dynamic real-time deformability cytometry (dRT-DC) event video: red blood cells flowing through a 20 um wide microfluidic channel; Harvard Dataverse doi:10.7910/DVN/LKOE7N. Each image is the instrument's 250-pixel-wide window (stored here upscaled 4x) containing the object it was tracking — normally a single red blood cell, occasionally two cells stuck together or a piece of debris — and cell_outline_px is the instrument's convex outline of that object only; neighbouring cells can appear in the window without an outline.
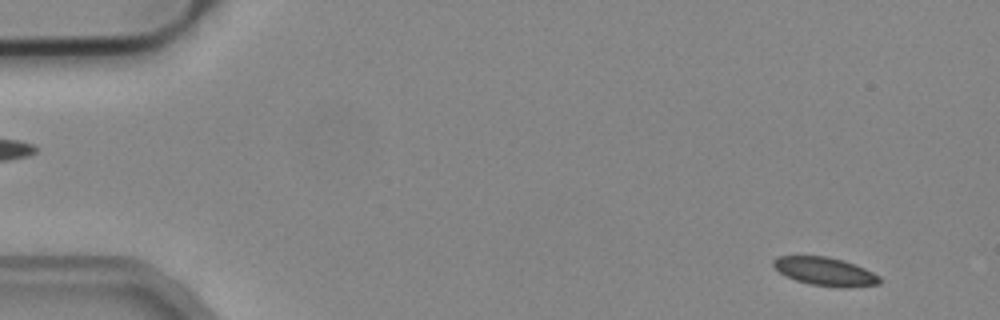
{"species": "common noctule bat (a hibernating species)", "species_latin": "Nyctalus noctula", "temperature_condition": "cold", "stored_images_in_passage": 15, "camera_frame_rate_fps": 3000, "um_per_image_px": 0.085, "animal": {"sex": "male", "body_mass_g": 19.2, "forearm_length_mm": 51.8}, "frame": {"image": 1, "passage_image": 4, "time_ms": 1.0, "image_size_px": [1000, 320], "cell_outline_px": [[880, 284], [844, 288], [840, 288], [812, 284], [796, 280], [780, 272], [772, 264], [772, 260], [776, 256], [828, 256], [844, 260], [864, 268], [880, 276]], "centroid_in_image_um": [70.15, 23.07], "position_along_channel_um": 14.9, "area_um2": 17.51}}
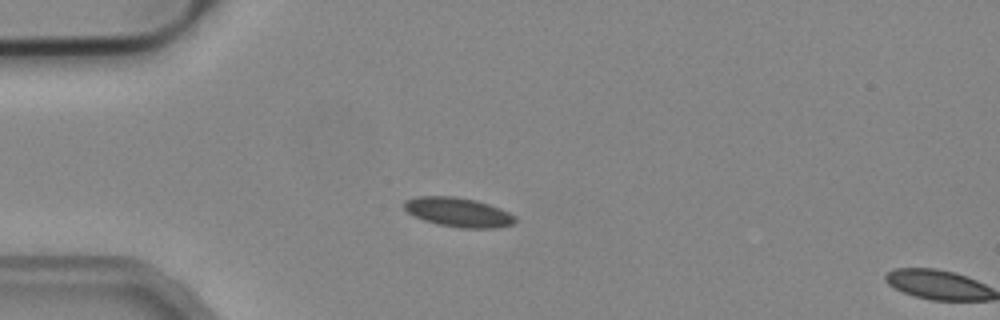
{"frame": {"image": 2, "passage_image": 14, "time_ms": 4.333, "image_size_px": [1000, 320], "cell_outline_px": [[516, 220], [512, 224], [496, 228], [460, 228], [436, 224], [424, 220], [408, 212], [404, 208], [404, 200], [416, 196], [456, 196], [476, 200], [500, 208], [516, 216]], "centroid_in_image_um": [38.95, 18.03], "position_along_channel_um": 46.1, "area_um2": 19.02}}